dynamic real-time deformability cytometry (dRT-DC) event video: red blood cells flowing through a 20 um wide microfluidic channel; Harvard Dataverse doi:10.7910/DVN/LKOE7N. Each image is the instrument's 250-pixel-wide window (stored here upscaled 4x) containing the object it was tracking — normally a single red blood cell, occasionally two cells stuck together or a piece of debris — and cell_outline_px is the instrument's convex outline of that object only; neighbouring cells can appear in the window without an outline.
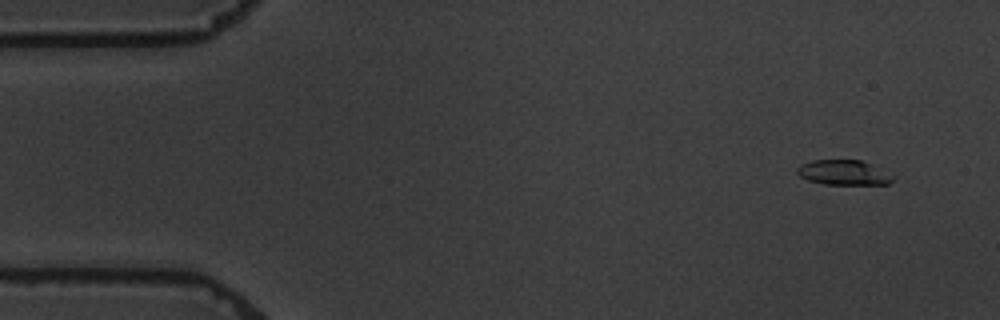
{"species": "common noctule bat (a hibernating species)", "species_latin": "Nyctalus noctula", "temperature_condition": "warm", "stored_images_in_passage": 10, "camera_frame_rate_fps": 3000, "um_per_image_px": 0.085, "animal": {"sex": "male", "body_mass_g": 19.5, "forearm_length_mm": 54.6}, "frame": {"image": 1, "passage_image": 1, "time_ms": 0.0, "image_size_px": [1000, 320], "cell_outline_px": [[896, 176], [888, 184], [824, 184], [808, 180], [800, 176], [796, 172], [796, 168], [800, 164], [812, 160], [860, 160], [872, 164]], "centroid_in_image_um": [71.71, 14.66], "position_along_channel_um": 13.3, "area_um2": 13.99}}
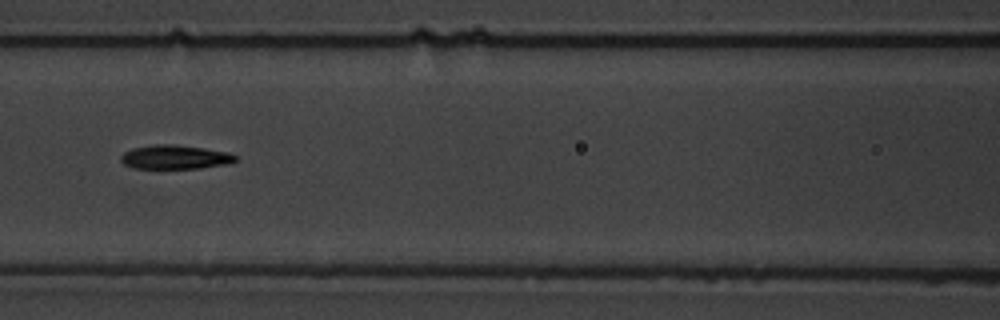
{"frame": {"image": 2, "passage_image": 7, "time_ms": 7.0, "image_size_px": [1000, 320], "cell_outline_px": [[236, 160], [232, 164], [200, 168], [136, 168], [124, 164], [120, 160], [120, 156], [124, 152], [132, 148], [152, 144], [172, 144], [204, 148], [228, 152], [236, 156]], "centroid_in_image_um": [14.89, 13.35], "position_along_channel_um": 151.7, "area_um2": 16.13}}
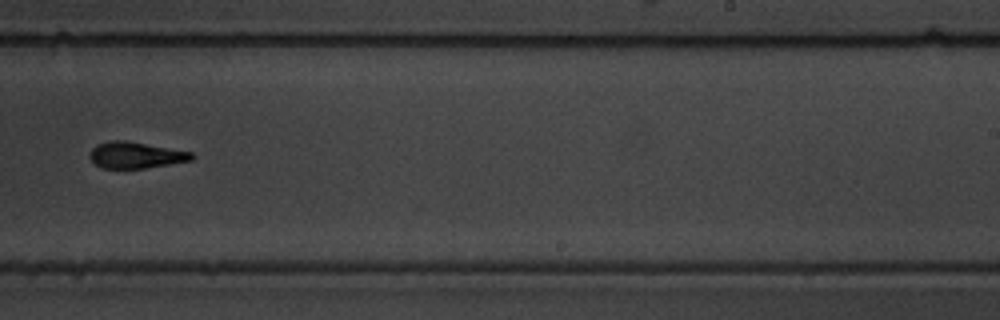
{"frame": {"image": 3, "passage_image": 10, "time_ms": 10.667, "image_size_px": [1000, 320], "cell_outline_px": [[196, 156], [192, 160], [144, 168], [100, 168], [88, 156], [92, 148], [96, 144], [108, 140], [124, 140], [192, 152]], "centroid_in_image_um": [11.5, 13.17], "position_along_channel_um": 277.5, "area_um2": 15.61}}